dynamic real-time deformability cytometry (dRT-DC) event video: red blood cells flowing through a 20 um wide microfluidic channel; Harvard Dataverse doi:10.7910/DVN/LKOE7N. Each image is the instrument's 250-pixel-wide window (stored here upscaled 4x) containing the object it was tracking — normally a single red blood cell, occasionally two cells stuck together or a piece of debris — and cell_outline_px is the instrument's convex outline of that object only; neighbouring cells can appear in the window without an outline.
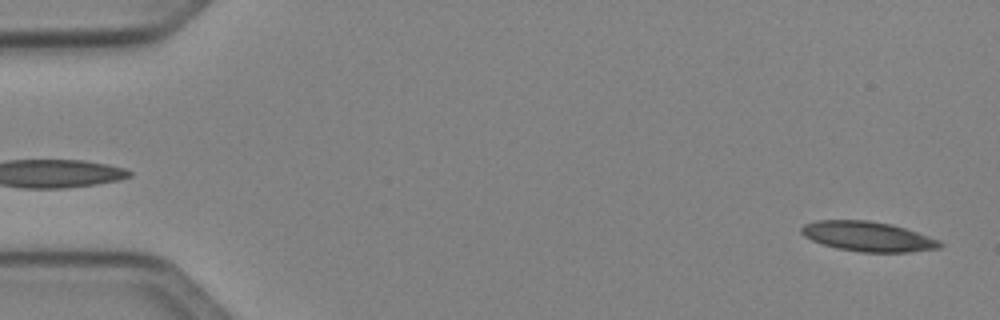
{"species": "Egyptian fruit bat (a non-hibernating species)", "species_latin": "Rousettus aegyptiacus", "temperature_condition": "cold", "stored_images_in_passage": 5, "segment_of_instrument_passage": [2, 2], "camera_frame_rate_fps": 3000, "um_per_image_px": 0.085, "animal": {"sex": "female"}, "frame": {"image": 1, "passage_image": 5, "time_ms": 4.667, "image_size_px": [1000, 320], "cell_outline_px": [[944, 244], [940, 248], [908, 252], [860, 252], [836, 248], [812, 240], [804, 236], [800, 232], [800, 228], [804, 224], [816, 220], [868, 220], [892, 224], [940, 240]], "centroid_in_image_um": [73.76, 20.09], "position_along_channel_um": 11.2, "area_um2": 24.1}}